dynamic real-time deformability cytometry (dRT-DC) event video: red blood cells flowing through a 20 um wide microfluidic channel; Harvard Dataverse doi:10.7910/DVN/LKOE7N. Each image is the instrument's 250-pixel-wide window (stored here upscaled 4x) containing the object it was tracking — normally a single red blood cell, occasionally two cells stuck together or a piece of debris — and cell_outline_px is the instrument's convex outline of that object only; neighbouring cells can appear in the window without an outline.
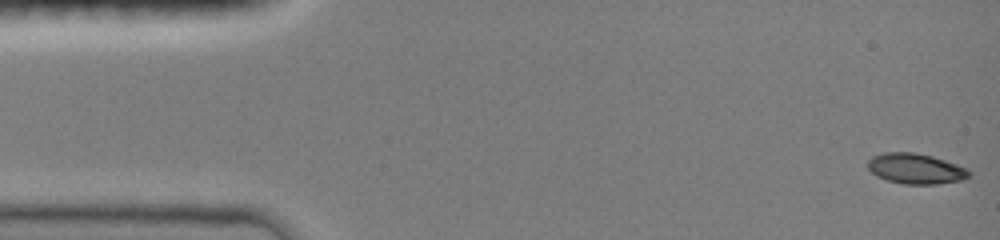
{"species": "common noctule bat (a hibernating species)", "species_latin": "Nyctalus noctula", "temperature_condition": "room temperature", "stored_images_in_passage": 48, "camera_frame_rate_fps": 3000, "um_per_image_px": 0.085, "animal": {"sex": "female", "body_mass_g": 19.0, "forearm_length_mm": 51.5}, "frame": {"image": 1, "passage_image": 1, "time_ms": 0.0, "image_size_px": [1000, 240], "cell_outline_px": [[972, 172], [968, 176], [960, 180], [936, 184], [904, 184], [888, 180], [876, 176], [868, 168], [868, 160], [872, 156], [884, 152], [916, 152], [932, 156], [968, 168]], "centroid_in_image_um": [77.82, 14.32], "position_along_channel_um": 7.2, "area_um2": 17.92}}
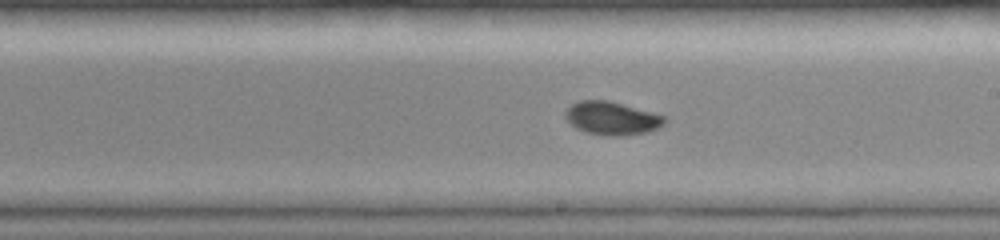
{"frame": {"image": 2, "passage_image": 27, "time_ms": 8.667, "image_size_px": [1000, 240], "cell_outline_px": [[668, 120], [664, 124], [648, 132], [624, 136], [616, 136], [588, 132], [576, 128], [564, 116], [564, 112], [572, 104], [580, 100], [608, 100], [652, 112], [664, 116]], "centroid_in_image_um": [52.02, 10.04], "position_along_channel_um": 237.0, "area_um2": 19.02}}
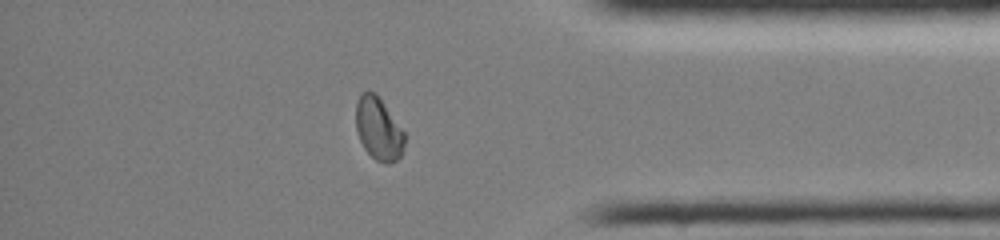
{"frame": {"image": 3, "passage_image": 40, "time_ms": 13.0, "image_size_px": [1000, 240], "cell_outline_px": [[404, 148], [400, 156], [396, 160], [388, 164], [376, 160], [364, 148], [356, 132], [356, 104], [360, 92], [376, 92], [404, 132]], "centroid_in_image_um": [32.16, 10.94], "position_along_channel_um": 403.0, "area_um2": 17.69}, "authors_computed_cell_mechanics": {"area_um2": 18.207, "velocity_mm_per_s": 4.0574, "shape_relaxation_time_tau1_ms": null, "shape_relaxation_time_tau2_ms": 1.8347, "deformation_change_tau1": null, "deformation_change_tau2": 0.0329}}